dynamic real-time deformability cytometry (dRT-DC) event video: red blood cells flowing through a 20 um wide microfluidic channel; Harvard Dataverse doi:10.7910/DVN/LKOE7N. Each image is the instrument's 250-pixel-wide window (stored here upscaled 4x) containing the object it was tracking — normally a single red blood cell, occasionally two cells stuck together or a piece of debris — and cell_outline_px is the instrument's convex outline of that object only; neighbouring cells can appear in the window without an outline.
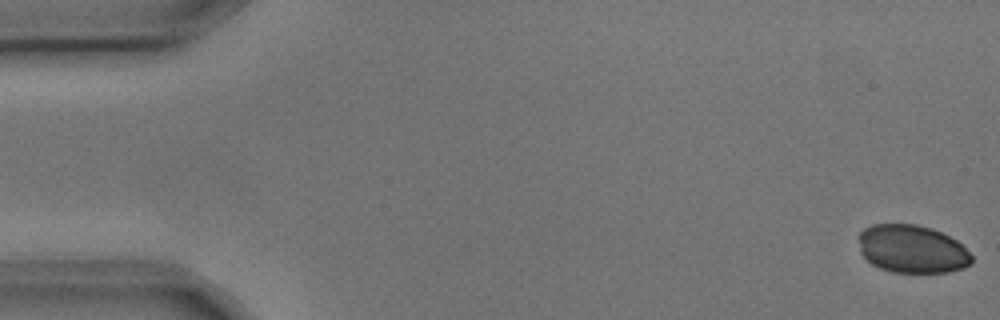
{"species": "common noctule bat (a hibernating species)", "species_latin": "Nyctalus noctula", "temperature_condition": "cold", "stored_images_in_passage": 5, "camera_frame_rate_fps": 3000, "um_per_image_px": 0.085, "animal": {"sex": "male", "body_mass_g": 17.9, "forearm_length_mm": 54.2}, "frame": {"image": 1, "passage_image": 1, "time_ms": 0.0, "image_size_px": [1000, 320], "cell_outline_px": [[972, 264], [964, 268], [948, 272], [892, 272], [880, 268], [872, 264], [860, 252], [860, 232], [864, 228], [872, 224], [916, 224], [932, 228], [956, 240], [972, 256]], "centroid_in_image_um": [77.53, 21.17], "position_along_channel_um": 7.5, "area_um2": 31.5}}
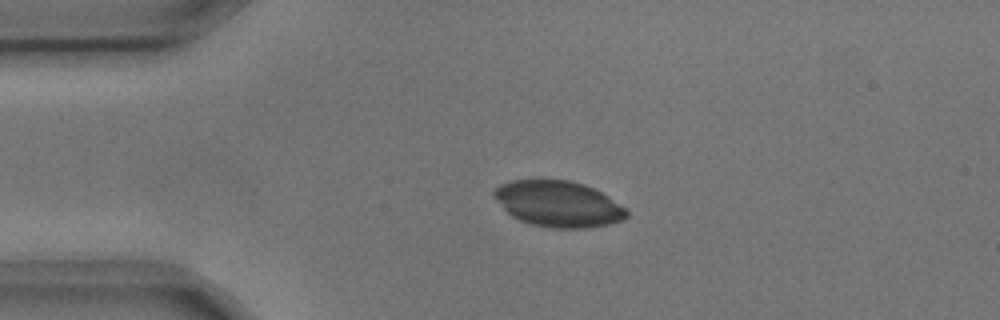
{"frame": {"image": 2, "passage_image": 4, "time_ms": 1.0, "image_size_px": [1000, 320], "cell_outline_px": [[628, 216], [624, 220], [608, 224], [588, 228], [556, 228], [532, 224], [520, 220], [512, 216], [492, 196], [492, 192], [500, 184], [512, 180], [568, 180], [584, 184], [608, 196], [628, 208]], "centroid_in_image_um": [47.48, 17.33], "position_along_channel_um": 37.5, "area_um2": 35.49}}